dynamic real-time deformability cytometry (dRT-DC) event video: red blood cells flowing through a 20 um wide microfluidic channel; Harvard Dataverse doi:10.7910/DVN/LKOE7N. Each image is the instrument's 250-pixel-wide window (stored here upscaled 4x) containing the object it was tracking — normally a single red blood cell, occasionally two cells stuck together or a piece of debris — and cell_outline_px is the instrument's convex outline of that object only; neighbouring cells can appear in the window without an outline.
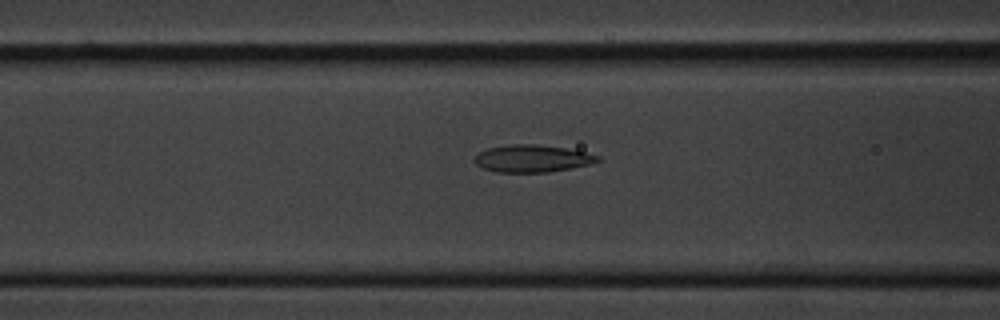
{"species": "common noctule bat (a hibernating species)", "species_latin": "Nyctalus noctula", "temperature_condition": "cold", "stored_images_in_passage": 44, "segment_of_instrument_passage": [1, 2], "camera_frame_rate_fps": 3000, "um_per_image_px": 0.085, "animal": {"sex": "male", "body_mass_g": 20.1, "forearm_length_mm": 53.5}, "frame": {"image": 1, "passage_image": 14, "time_ms": 4.333, "image_size_px": [1000, 320], "cell_outline_px": [[600, 160], [592, 164], [548, 172], [496, 172], [484, 168], [476, 164], [472, 160], [480, 152], [488, 148], [512, 144], [536, 144], [564, 148], [584, 152], [600, 156]], "centroid_in_image_um": [45.23, 13.48], "position_along_channel_um": 121.4, "area_um2": 19.42}}
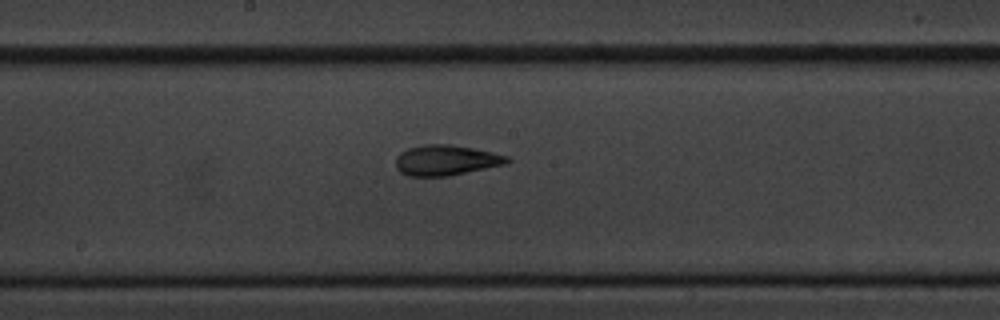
{"frame": {"image": 2, "passage_image": 22, "time_ms": 7.0, "image_size_px": [1000, 320], "cell_outline_px": [[512, 160], [508, 164], [448, 176], [408, 176], [400, 172], [396, 168], [396, 156], [400, 152], [408, 148], [420, 144], [452, 144], [492, 152], [508, 156]], "centroid_in_image_um": [37.91, 13.61], "position_along_channel_um": 210.3, "area_um2": 20.0}}
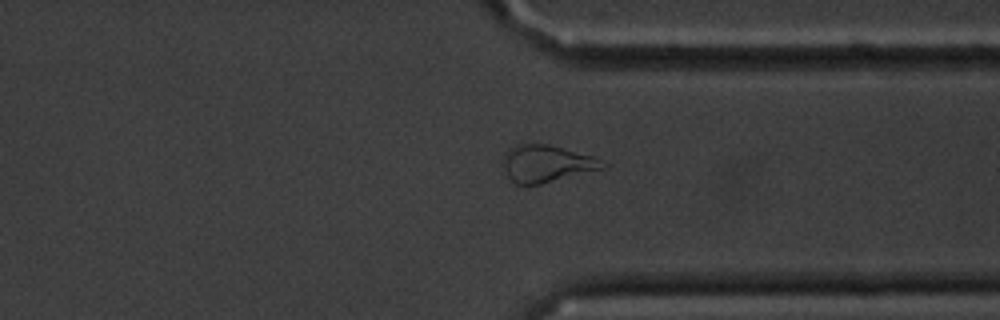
{"frame": {"image": 3, "passage_image": 36, "time_ms": 11.667, "image_size_px": [1000, 320], "cell_outline_px": [[608, 168], [540, 184], [516, 184], [508, 176], [500, 164], [504, 152], [508, 148], [516, 144], [548, 144], [564, 148], [592, 156], [608, 164]], "centroid_in_image_um": [46.44, 13.9], "position_along_channel_um": 365.0, "area_um2": 21.85}}